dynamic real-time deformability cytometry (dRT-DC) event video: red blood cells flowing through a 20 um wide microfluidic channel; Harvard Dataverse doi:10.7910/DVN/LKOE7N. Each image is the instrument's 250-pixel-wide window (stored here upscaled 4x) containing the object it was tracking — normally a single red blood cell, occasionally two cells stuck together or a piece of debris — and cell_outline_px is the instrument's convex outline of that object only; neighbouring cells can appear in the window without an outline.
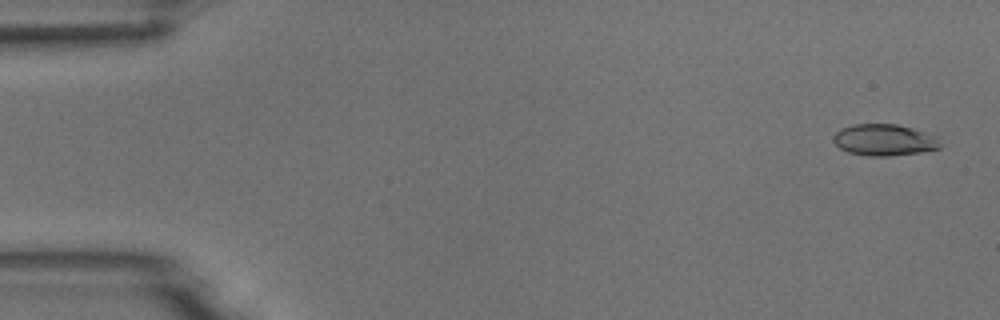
{"species": "common noctule bat (a hibernating species)", "species_latin": "Nyctalus noctula", "temperature_condition": "room temperature", "stored_images_in_passage": 6, "camera_frame_rate_fps": 3000, "um_per_image_px": 0.085, "animal": {"sex": "male", "body_mass_g": 18.8}, "frame": {"image": 1, "passage_image": 1, "time_ms": 0.0, "image_size_px": [1000, 320], "cell_outline_px": [[940, 148], [920, 152], [888, 156], [868, 156], [848, 152], [840, 148], [832, 140], [832, 136], [840, 128], [852, 124], [896, 124], [912, 128], [936, 136], [940, 144]], "centroid_in_image_um": [75.12, 11.89], "position_along_channel_um": 9.9, "area_um2": 19.59}}
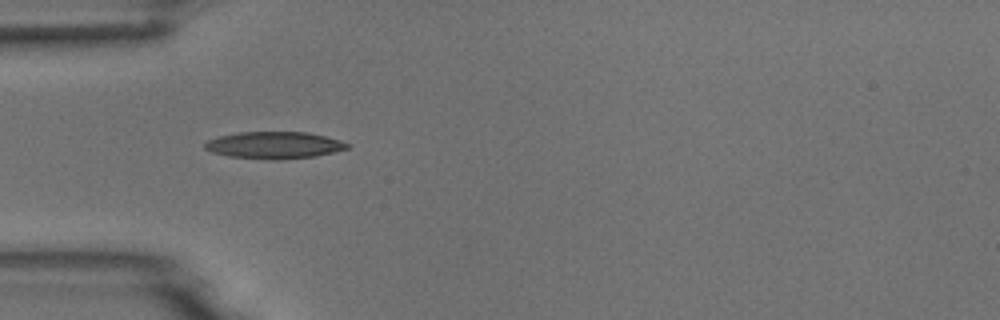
{"frame": {"image": 2, "passage_image": 5, "time_ms": 4.667, "image_size_px": [1000, 320], "cell_outline_px": [[348, 148], [316, 156], [276, 160], [268, 160], [228, 156], [212, 152], [204, 148], [204, 144], [208, 140], [220, 136], [236, 132], [308, 132], [340, 140], [348, 144]], "centroid_in_image_um": [23.27, 12.34], "position_along_channel_um": 61.7, "area_um2": 22.31}}